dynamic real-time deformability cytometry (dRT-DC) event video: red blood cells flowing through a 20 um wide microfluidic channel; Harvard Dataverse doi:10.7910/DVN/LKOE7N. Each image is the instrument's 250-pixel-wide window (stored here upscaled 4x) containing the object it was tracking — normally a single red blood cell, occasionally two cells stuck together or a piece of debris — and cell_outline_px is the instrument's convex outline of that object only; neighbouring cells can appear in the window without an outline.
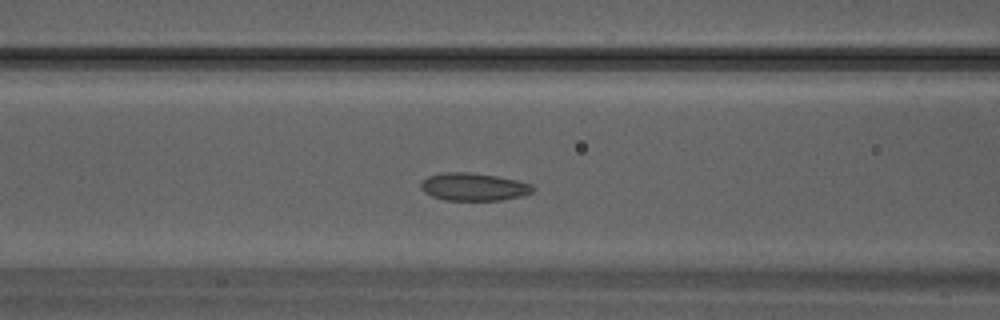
{"species": "Egyptian fruit bat (a non-hibernating species)", "species_latin": "Rousettus aegyptiacus", "temperature_condition": "warm", "stored_images_in_passage": 27, "camera_frame_rate_fps": 3000, "um_per_image_px": 0.085, "animal": {"sex": "male"}, "frame": {"image": 1, "passage_image": 8, "time_ms": 2.333, "image_size_px": [1000, 320], "cell_outline_px": [[536, 188], [532, 192], [524, 196], [500, 200], [444, 200], [432, 196], [424, 192], [420, 188], [420, 184], [428, 176], [440, 172], [468, 172], [496, 176], [516, 180], [532, 184]], "centroid_in_image_um": [40.27, 15.88], "position_along_channel_um": 126.3, "area_um2": 18.21}}
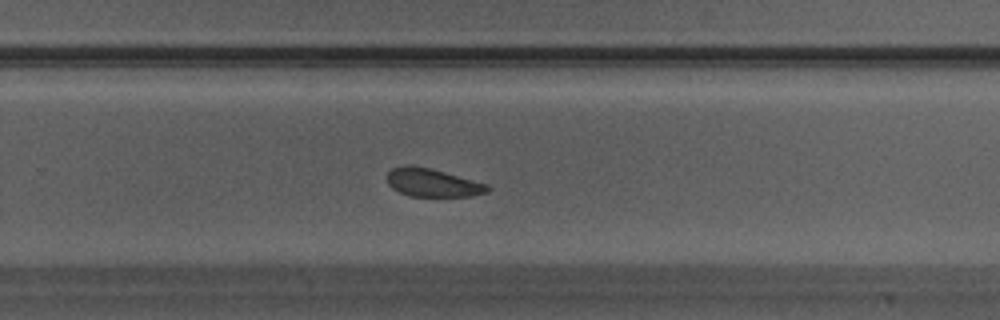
{"frame": {"image": 2, "passage_image": 16, "time_ms": 5.0, "image_size_px": [1000, 320], "cell_outline_px": [[492, 188], [488, 192], [472, 196], [412, 196], [400, 192], [392, 188], [388, 184], [388, 172], [392, 168], [400, 164], [408, 164], [428, 168], [444, 172], [488, 184]], "centroid_in_image_um": [36.77, 15.52], "position_along_channel_um": 293.0, "area_um2": 16.47}}
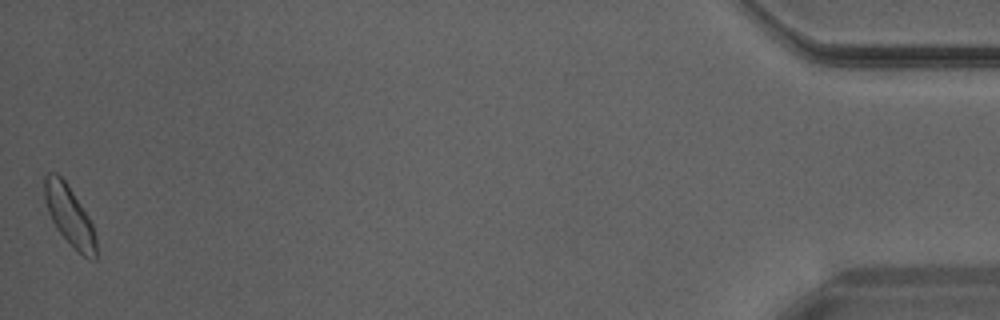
{"frame": {"image": 3, "passage_image": 27, "time_ms": 8.667, "image_size_px": [1000, 320], "cell_outline_px": [[96, 260], [84, 256], [56, 228], [48, 212], [44, 200], [44, 176], [48, 172], [56, 172], [64, 180], [88, 216], [92, 224], [96, 236]], "centroid_in_image_um": [5.88, 18.29], "position_along_channel_um": 429.3, "area_um2": 17.51}}